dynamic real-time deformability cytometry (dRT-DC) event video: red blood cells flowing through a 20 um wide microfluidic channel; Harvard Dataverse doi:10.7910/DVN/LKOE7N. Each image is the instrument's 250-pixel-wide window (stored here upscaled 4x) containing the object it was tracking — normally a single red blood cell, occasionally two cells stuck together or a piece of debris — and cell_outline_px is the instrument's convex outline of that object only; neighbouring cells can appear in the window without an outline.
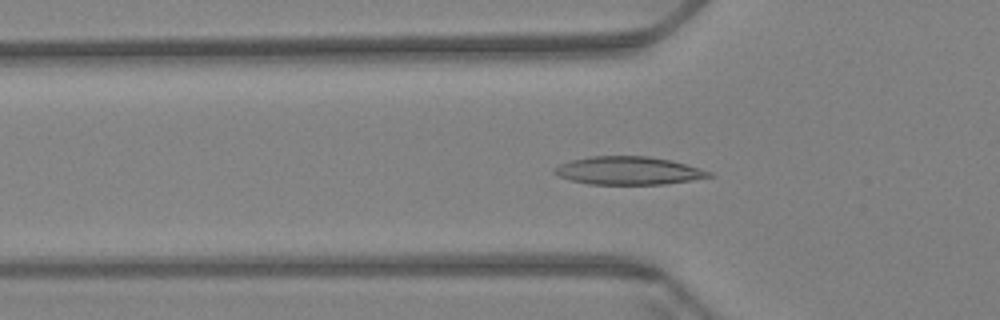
{"species": "Egyptian fruit bat (a non-hibernating species)", "species_latin": "Rousettus aegyptiacus", "temperature_condition": "warm", "stored_images_in_passage": 61, "camera_frame_rate_fps": 3000, "um_per_image_px": 0.085, "animal": {"sex": "female"}, "frame": {"image": 1, "passage_image": 21, "time_ms": 6.667, "image_size_px": [1000, 320], "cell_outline_px": [[716, 176], [692, 180], [664, 184], [588, 184], [572, 180], [560, 176], [552, 172], [560, 164], [572, 160], [592, 156], [648, 156], [672, 160], [712, 172]], "centroid_in_image_um": [53.47, 14.5], "position_along_channel_um": 72.3, "area_um2": 25.14}}
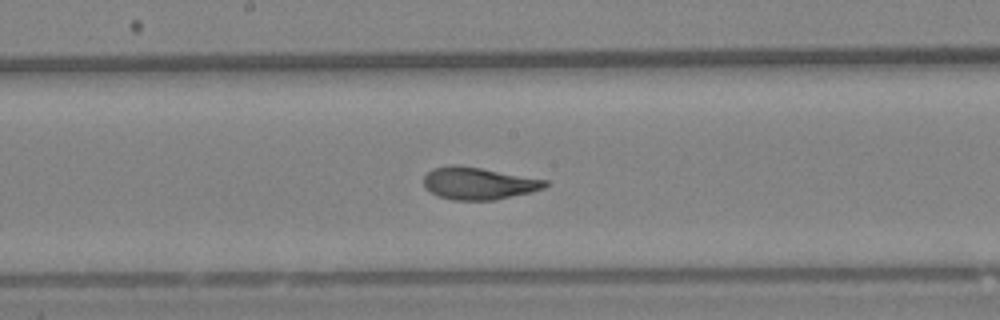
{"frame": {"image": 2, "passage_image": 33, "time_ms": 10.667, "image_size_px": [1000, 320], "cell_outline_px": [[552, 184], [544, 188], [532, 192], [496, 200], [452, 200], [436, 196], [424, 188], [424, 176], [432, 168], [480, 168], [548, 180]], "centroid_in_image_um": [40.74, 15.64], "position_along_channel_um": 207.5, "area_um2": 22.37}}
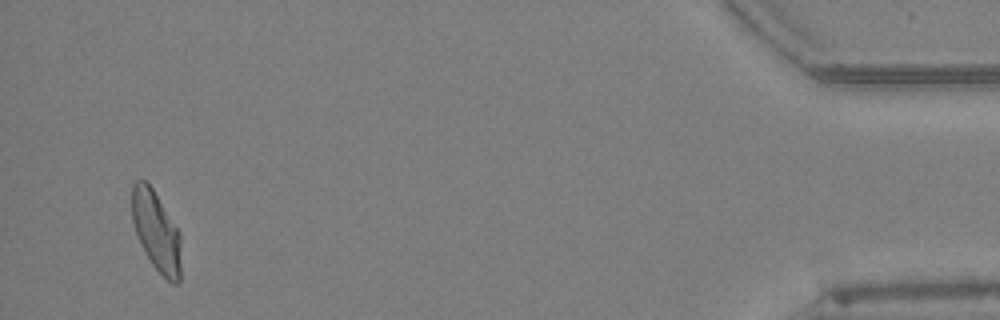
{"frame": {"image": 3, "passage_image": 59, "time_ms": 19.333, "image_size_px": [1000, 320], "cell_outline_px": [[180, 280], [176, 284], [172, 284], [152, 264], [140, 244], [132, 220], [132, 184], [136, 180], [144, 180], [152, 188], [180, 232]], "centroid_in_image_um": [13.28, 19.65], "position_along_channel_um": 421.9, "area_um2": 22.6}, "authors_computed_cell_mechanics": {"area_um2": 23.2934, "velocity_mm_per_s": 3.3878, "shape_relaxation_time_tau1_ms": 5.866, "shape_relaxation_time_tau2_ms": 1.3693, "deformation_change_tau1": 0.1782, "deformation_change_tau2": 0.0641}}